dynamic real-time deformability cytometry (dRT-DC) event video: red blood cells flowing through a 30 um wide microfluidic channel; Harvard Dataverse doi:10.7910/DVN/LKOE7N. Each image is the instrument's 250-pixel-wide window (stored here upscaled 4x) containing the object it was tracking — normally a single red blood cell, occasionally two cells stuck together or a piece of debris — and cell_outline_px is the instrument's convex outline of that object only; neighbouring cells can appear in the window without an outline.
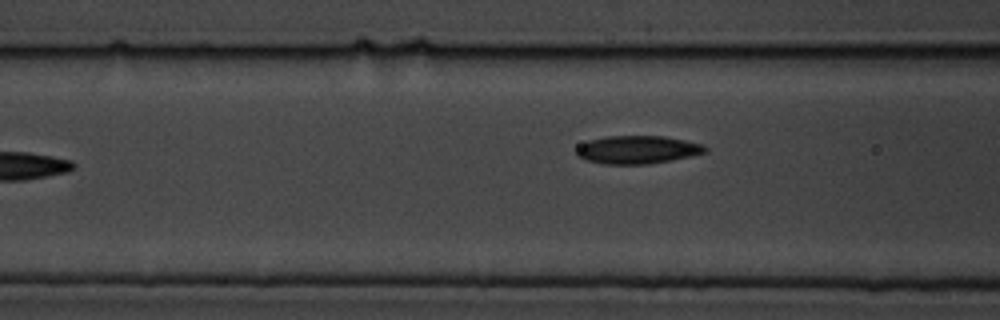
{"species": "common noctule bat (a hibernating species)", "species_latin": "Nyctalus noctula", "temperature_condition": "cold", "stored_images_in_passage": 7, "camera_frame_rate_fps": 3000, "um_per_image_px": 0.085, "animal": {"sex": "male", "body_mass_g": 19.5, "forearm_length_mm": 54.6}, "frame": {"image": 1, "passage_image": 4, "time_ms": 1.0, "image_size_px": [1000, 320], "cell_outline_px": [[708, 148], [704, 152], [692, 156], [672, 160], [648, 164], [604, 164], [588, 160], [576, 156], [576, 148], [580, 144], [588, 140], [608, 136], [664, 136], [704, 144]], "centroid_in_image_um": [54.18, 12.72], "position_along_channel_um": 112.4, "area_um2": 21.1}}